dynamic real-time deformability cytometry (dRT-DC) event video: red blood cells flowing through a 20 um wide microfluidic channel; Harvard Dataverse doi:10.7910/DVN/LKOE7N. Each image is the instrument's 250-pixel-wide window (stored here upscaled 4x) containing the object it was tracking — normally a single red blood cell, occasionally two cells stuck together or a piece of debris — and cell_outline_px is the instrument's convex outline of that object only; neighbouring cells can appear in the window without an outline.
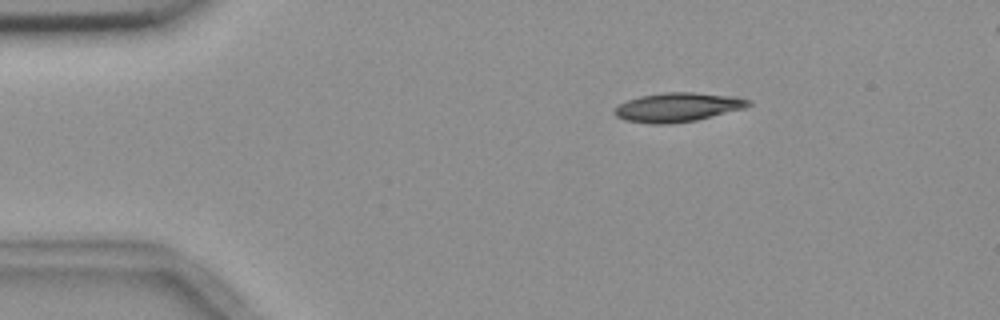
{"species": "common noctule bat (a hibernating species)", "species_latin": "Nyctalus noctula", "temperature_condition": "room temperature", "stored_images_in_passage": 4, "camera_frame_rate_fps": 3000, "um_per_image_px": 0.085, "animal": {"sex": "female", "body_mass_g": 18.4}, "frame": {"image": 1, "passage_image": 3, "time_ms": 2.333, "image_size_px": [1000, 320], "cell_outline_px": [[752, 104], [744, 108], [696, 120], [664, 124], [652, 124], [624, 120], [616, 116], [612, 112], [620, 104], [628, 100], [640, 96], [664, 92], [692, 92], [736, 96], [752, 100]], "centroid_in_image_um": [57.62, 9.1], "position_along_channel_um": 27.4, "area_um2": 22.66}}